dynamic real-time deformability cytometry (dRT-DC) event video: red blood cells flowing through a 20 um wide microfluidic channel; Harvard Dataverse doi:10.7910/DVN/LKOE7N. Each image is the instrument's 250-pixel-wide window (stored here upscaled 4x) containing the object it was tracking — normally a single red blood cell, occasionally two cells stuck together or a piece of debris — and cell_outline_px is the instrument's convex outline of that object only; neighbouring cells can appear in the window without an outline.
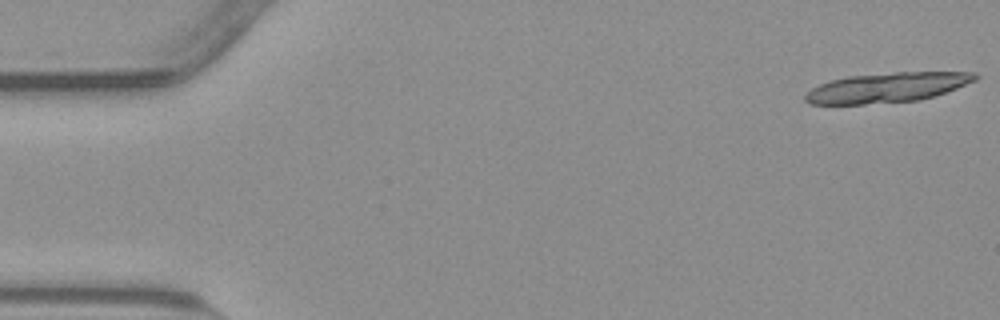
{"species": "common noctule bat (a hibernating species)", "species_latin": "Nyctalus noctula", "temperature_condition": "warm", "stored_images_in_passage": 18, "camera_frame_rate_fps": 3000, "um_per_image_px": 0.085, "animal": {"sex": "male", "body_mass_g": 23.1, "forearm_length_mm": 52.7}, "frame": {"image": 1, "passage_image": 1, "time_ms": 0.0, "image_size_px": [1000, 320], "cell_outline_px": [[980, 76], [976, 80], [956, 88], [920, 100], [864, 104], [808, 104], [804, 100], [804, 96], [812, 88], [820, 84], [832, 80], [848, 76], [896, 72], [976, 72]], "centroid_in_image_um": [75.4, 7.44], "position_along_channel_um": 9.6, "area_um2": 29.3}}